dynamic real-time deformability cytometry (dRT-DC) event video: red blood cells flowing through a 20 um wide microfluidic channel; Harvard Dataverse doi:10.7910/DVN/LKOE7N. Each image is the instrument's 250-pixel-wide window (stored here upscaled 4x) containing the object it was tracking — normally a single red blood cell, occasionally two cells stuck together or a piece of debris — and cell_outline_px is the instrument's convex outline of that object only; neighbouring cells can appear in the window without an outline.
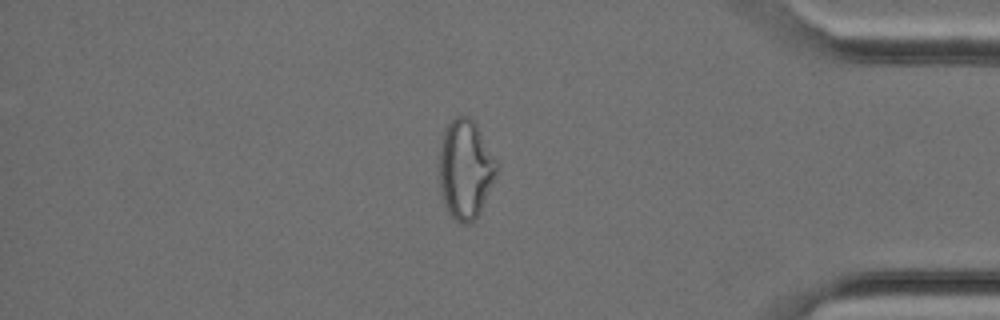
{"species": "Egyptian fruit bat (a non-hibernating species)", "species_latin": "Rousettus aegyptiacus", "temperature_condition": "cold", "stored_images_in_passage": 37, "camera_frame_rate_fps": 3000, "um_per_image_px": 0.085, "animal": {"sex": "female"}, "frame": {"image": 1, "passage_image": 32, "time_ms": 10.333, "image_size_px": [1000, 320], "cell_outline_px": [[496, 176], [480, 212], [468, 224], [460, 224], [448, 216], [440, 192], [436, 164], [444, 128], [456, 116], [468, 116], [476, 124], [496, 160]], "centroid_in_image_um": [39.49, 14.41], "position_along_channel_um": 395.7, "area_um2": 33.76}}